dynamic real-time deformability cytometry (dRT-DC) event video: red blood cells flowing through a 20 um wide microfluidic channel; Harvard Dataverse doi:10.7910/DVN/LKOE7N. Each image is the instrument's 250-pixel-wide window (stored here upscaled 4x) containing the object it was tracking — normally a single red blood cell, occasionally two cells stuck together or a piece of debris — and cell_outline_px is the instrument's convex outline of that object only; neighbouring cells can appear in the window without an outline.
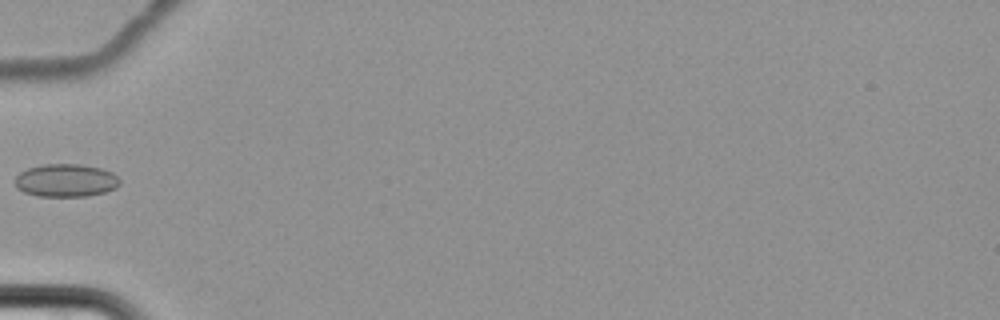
{"species": "common noctule bat (a hibernating species)", "species_latin": "Nyctalus noctula", "temperature_condition": "cold", "stored_images_in_passage": 10, "camera_frame_rate_fps": 3000, "um_per_image_px": 0.085, "animal": {"sex": "female", "body_mass_g": 22.7, "forearm_length_mm": 54.2}, "frame": {"image": 1, "passage_image": 6, "time_ms": 7.667, "image_size_px": [1000, 320], "cell_outline_px": [[120, 184], [116, 188], [104, 192], [88, 196], [36, 196], [24, 192], [16, 188], [16, 176], [20, 172], [28, 168], [44, 164], [80, 164], [100, 168], [112, 172], [120, 180]], "centroid_in_image_um": [5.6, 15.34], "position_along_channel_um": 79.4, "area_um2": 20.11}}
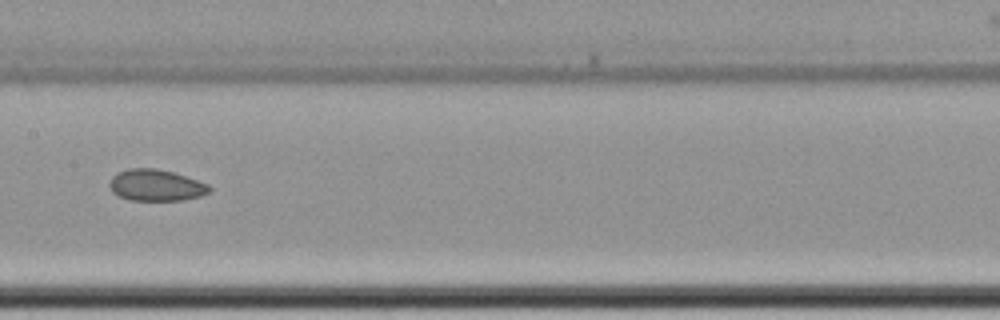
{"frame": {"image": 2, "passage_image": 9, "time_ms": 11.0, "image_size_px": [1000, 320], "cell_outline_px": [[212, 188], [208, 192], [200, 196], [184, 200], [128, 200], [112, 192], [108, 184], [112, 176], [116, 172], [128, 168], [156, 168], [172, 172], [208, 184]], "centroid_in_image_um": [13.21, 15.74], "position_along_channel_um": 194.2, "area_um2": 18.32}}
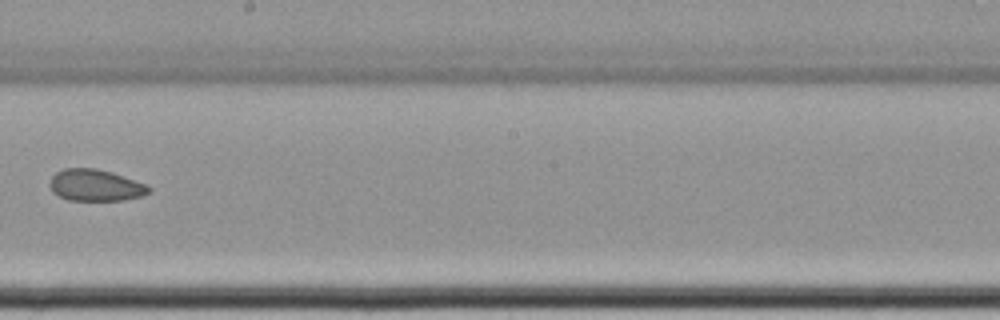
{"frame": {"image": 3, "passage_image": 10, "time_ms": 12.333, "image_size_px": [1000, 320], "cell_outline_px": [[152, 192], [140, 196], [124, 200], [68, 200], [52, 192], [48, 184], [52, 176], [56, 172], [64, 168], [96, 168], [112, 172], [144, 184], [152, 188]], "centroid_in_image_um": [8.09, 15.74], "position_along_channel_um": 240.1, "area_um2": 18.26}}